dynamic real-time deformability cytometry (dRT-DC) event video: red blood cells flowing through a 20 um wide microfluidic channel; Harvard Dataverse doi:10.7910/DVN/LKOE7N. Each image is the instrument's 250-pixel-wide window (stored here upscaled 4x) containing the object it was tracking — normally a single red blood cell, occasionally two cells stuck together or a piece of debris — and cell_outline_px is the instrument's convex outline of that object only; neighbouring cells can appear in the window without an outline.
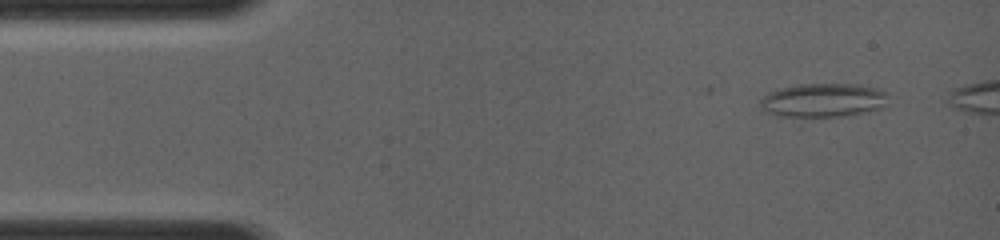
{"species": "common noctule bat (a hibernating species)", "species_latin": "Nyctalus noctula", "temperature_condition": "room temperature", "stored_images_in_passage": 3, "camera_frame_rate_fps": 4000, "um_per_image_px": 0.085, "animal": {"sex": "female", "body_mass_g": 19.0, "forearm_length_mm": 56.7}, "frame": {"image": 1, "passage_image": 1, "time_ms": 0.0, "image_size_px": [1000, 240], "cell_outline_px": [[888, 92], [884, 104], [880, 108], [800, 128], [768, 112], [760, 104], [760, 100], [764, 96], [772, 92], [796, 84], [860, 84], [876, 88]], "centroid_in_image_um": [69.86, 8.7], "position_along_channel_um": 15.1, "area_um2": 27.98}}